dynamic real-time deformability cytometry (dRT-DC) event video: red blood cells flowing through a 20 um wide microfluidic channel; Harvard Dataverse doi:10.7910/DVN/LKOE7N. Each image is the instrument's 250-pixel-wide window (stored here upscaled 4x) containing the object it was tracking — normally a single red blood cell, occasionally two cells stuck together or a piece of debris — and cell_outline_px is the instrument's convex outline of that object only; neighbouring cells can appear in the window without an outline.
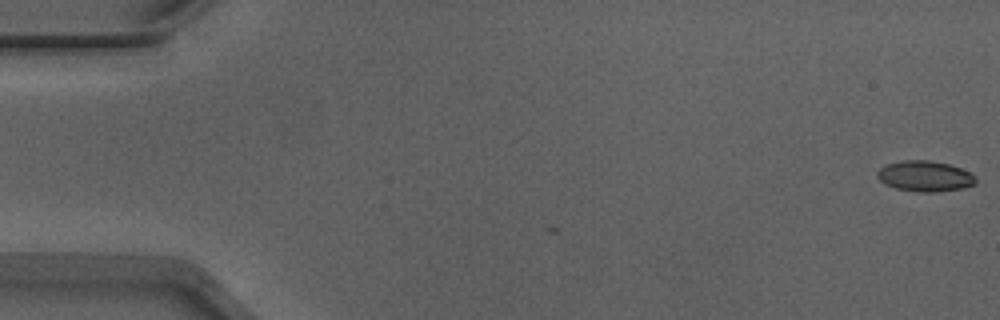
{"species": "Egyptian fruit bat (a non-hibernating species)", "species_latin": "Rousettus aegyptiacus", "temperature_condition": "warm", "stored_images_in_passage": 3, "camera_frame_rate_fps": 3000, "um_per_image_px": 0.085, "animal": {"sex": "male"}, "frame": {"image": 1, "passage_image": 1, "time_ms": 0.0, "image_size_px": [1000, 320], "cell_outline_px": [[976, 184], [964, 188], [936, 192], [916, 192], [896, 188], [884, 184], [876, 176], [876, 172], [880, 168], [888, 164], [904, 160], [928, 160], [948, 164], [960, 168], [976, 176]], "centroid_in_image_um": [78.62, 14.98], "position_along_channel_um": 6.4, "area_um2": 17.63}}